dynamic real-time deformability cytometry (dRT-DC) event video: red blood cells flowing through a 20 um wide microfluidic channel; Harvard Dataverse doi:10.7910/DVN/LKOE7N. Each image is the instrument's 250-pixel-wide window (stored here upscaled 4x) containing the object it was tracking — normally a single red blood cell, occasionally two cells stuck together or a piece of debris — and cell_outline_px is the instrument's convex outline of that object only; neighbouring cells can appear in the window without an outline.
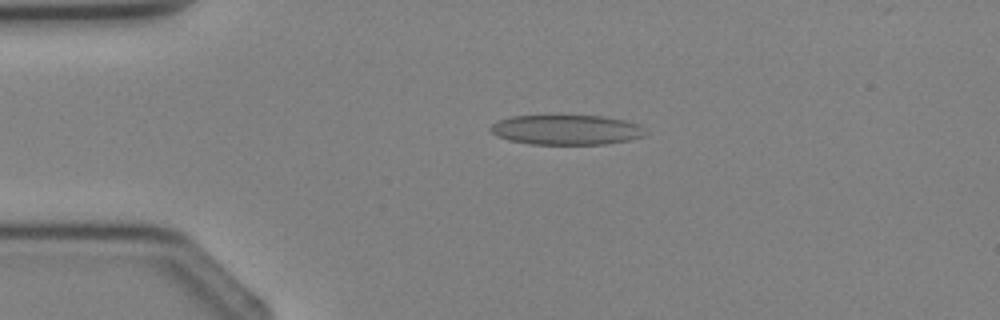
{"species": "Egyptian fruit bat (a non-hibernating species)", "species_latin": "Rousettus aegyptiacus", "temperature_condition": "cold", "stored_images_in_passage": 4, "camera_frame_rate_fps": 3000, "um_per_image_px": 0.085, "animal": {"sex": "female"}, "frame": {"image": 1, "passage_image": 3, "time_ms": 2.333, "image_size_px": [1000, 320], "cell_outline_px": [[644, 132], [640, 136], [628, 140], [608, 144], [528, 144], [508, 140], [492, 132], [488, 128], [492, 124], [500, 120], [512, 116], [600, 116], [624, 120], [640, 124]], "centroid_in_image_um": [48.11, 11.04], "position_along_channel_um": 36.9, "area_um2": 26.65}}
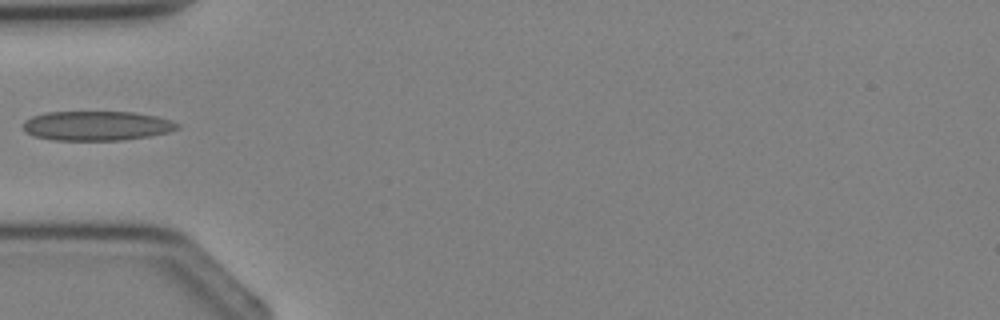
{"frame": {"image": 2, "passage_image": 4, "time_ms": 3.667, "image_size_px": [1000, 320], "cell_outline_px": [[180, 128], [168, 132], [148, 136], [120, 140], [52, 140], [32, 136], [24, 132], [24, 120], [32, 116], [48, 112], [136, 112], [156, 116], [172, 120], [180, 124]], "centroid_in_image_um": [8.22, 10.69], "position_along_channel_um": 76.8, "area_um2": 26.65}}